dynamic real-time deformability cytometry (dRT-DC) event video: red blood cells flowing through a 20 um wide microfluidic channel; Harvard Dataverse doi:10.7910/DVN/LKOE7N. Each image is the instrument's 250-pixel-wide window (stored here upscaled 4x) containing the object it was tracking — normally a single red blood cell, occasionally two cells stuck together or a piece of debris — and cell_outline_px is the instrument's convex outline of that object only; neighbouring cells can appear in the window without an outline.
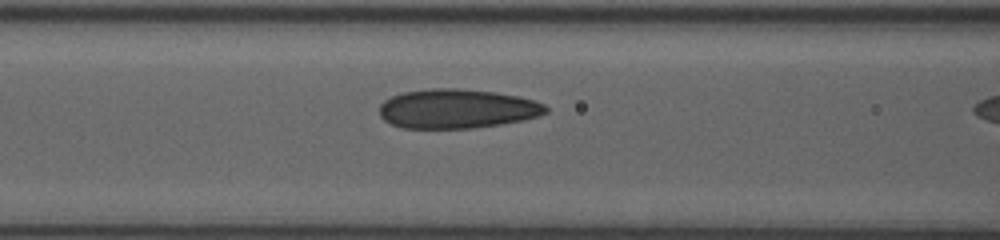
{"species": "human", "species_latin": "Homo sapiens", "temperature_condition": "room temperature", "stored_images_in_passage": 5, "segment_of_instrument_passage": [1, 2], "camera_frame_rate_fps": 3000, "um_per_image_px": 0.085, "donor": {"sex": "female"}, "frame": {"image": 1, "passage_image": 4, "time_ms": 2.333, "image_size_px": [1000, 240], "cell_outline_px": [[548, 112], [524, 120], [500, 124], [472, 128], [404, 128], [392, 124], [384, 120], [380, 116], [380, 104], [384, 100], [392, 96], [404, 92], [432, 88], [456, 88], [492, 92], [520, 96], [544, 104], [548, 108]], "centroid_in_image_um": [38.84, 9.24], "position_along_channel_um": 127.8, "area_um2": 37.97}}